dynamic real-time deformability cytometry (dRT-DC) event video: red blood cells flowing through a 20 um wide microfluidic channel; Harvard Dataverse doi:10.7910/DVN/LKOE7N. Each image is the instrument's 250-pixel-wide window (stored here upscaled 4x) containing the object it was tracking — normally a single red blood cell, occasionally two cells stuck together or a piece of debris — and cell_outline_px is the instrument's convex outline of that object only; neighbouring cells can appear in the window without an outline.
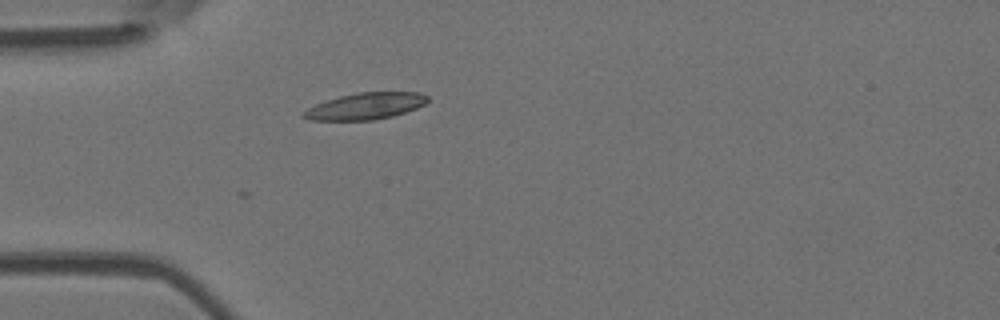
{"species": "Egyptian fruit bat (a non-hibernating species)", "species_latin": "Rousettus aegyptiacus", "temperature_condition": "room temperature", "stored_images_in_passage": 2, "camera_frame_rate_fps": 3000, "um_per_image_px": 0.085, "animal": {"sex": "female"}, "frame": {"image": 1, "passage_image": 2, "time_ms": 0.333, "image_size_px": [1000, 320], "cell_outline_px": [[428, 100], [424, 104], [416, 108], [392, 116], [372, 120], [308, 120], [300, 116], [300, 112], [316, 104], [340, 96], [356, 92], [420, 92], [428, 96]], "centroid_in_image_um": [31.03, 9.02], "position_along_channel_um": 54.0, "area_um2": 19.19}}